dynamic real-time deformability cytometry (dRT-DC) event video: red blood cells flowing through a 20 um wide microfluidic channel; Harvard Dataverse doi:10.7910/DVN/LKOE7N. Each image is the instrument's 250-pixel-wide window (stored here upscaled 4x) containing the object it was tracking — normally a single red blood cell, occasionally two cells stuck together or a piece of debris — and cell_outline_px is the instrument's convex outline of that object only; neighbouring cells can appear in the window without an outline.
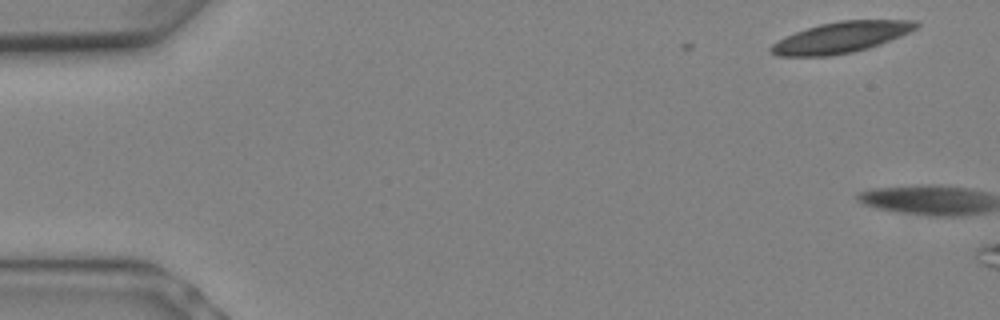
{"species": "Egyptian fruit bat (a non-hibernating species)", "species_latin": "Rousettus aegyptiacus", "temperature_condition": "warm", "stored_images_in_passage": 2, "camera_frame_rate_fps": 3000, "um_per_image_px": 0.085, "animal": {"sex": "female"}, "frame": {"image": 1, "passage_image": 1, "time_ms": 0.0, "image_size_px": [1000, 320], "cell_outline_px": [[916, 24], [912, 28], [896, 36], [876, 44], [864, 48], [848, 52], [824, 56], [784, 56], [772, 52], [772, 48], [780, 40], [788, 36], [808, 28], [824, 24], [844, 20], [900, 20]], "centroid_in_image_um": [71.39, 3.18], "position_along_channel_um": 13.6, "area_um2": 24.04}}